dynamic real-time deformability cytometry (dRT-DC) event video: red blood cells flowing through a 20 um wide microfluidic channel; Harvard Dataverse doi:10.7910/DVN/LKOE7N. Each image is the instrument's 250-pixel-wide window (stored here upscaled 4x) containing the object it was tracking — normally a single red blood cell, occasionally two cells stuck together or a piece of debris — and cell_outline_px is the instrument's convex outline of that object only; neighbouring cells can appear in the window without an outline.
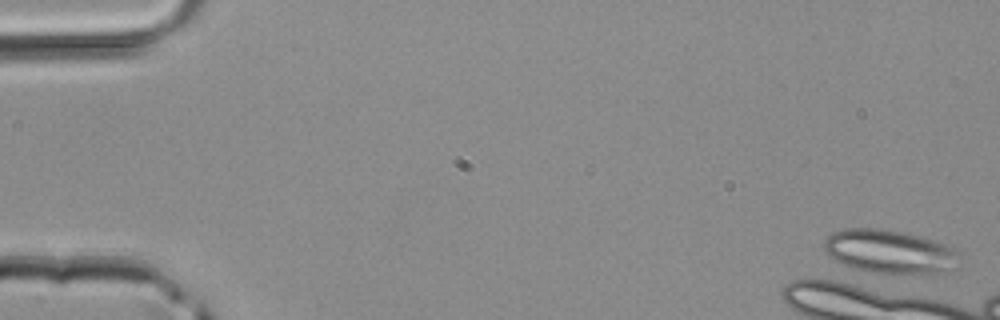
{"species": "common noctule bat (a hibernating species)", "species_latin": "Nyctalus noctula", "temperature_condition": "room temperature", "stored_images_in_passage": 1, "camera_frame_rate_fps": 3000, "um_per_image_px": 0.085, "animal": {"sex": "male", "body_mass_g": 20.4}, "frame": {"image": 1, "passage_image": 1, "time_ms": 0.0, "image_size_px": [1000, 320], "cell_outline_px": [[960, 252], [940, 272], [868, 272], [844, 264], [828, 256], [824, 248], [824, 240], [832, 232], [844, 228], [880, 228], [920, 236], [956, 248]], "centroid_in_image_um": [75.46, 21.33], "position_along_channel_um": 9.5, "area_um2": 33.06}}